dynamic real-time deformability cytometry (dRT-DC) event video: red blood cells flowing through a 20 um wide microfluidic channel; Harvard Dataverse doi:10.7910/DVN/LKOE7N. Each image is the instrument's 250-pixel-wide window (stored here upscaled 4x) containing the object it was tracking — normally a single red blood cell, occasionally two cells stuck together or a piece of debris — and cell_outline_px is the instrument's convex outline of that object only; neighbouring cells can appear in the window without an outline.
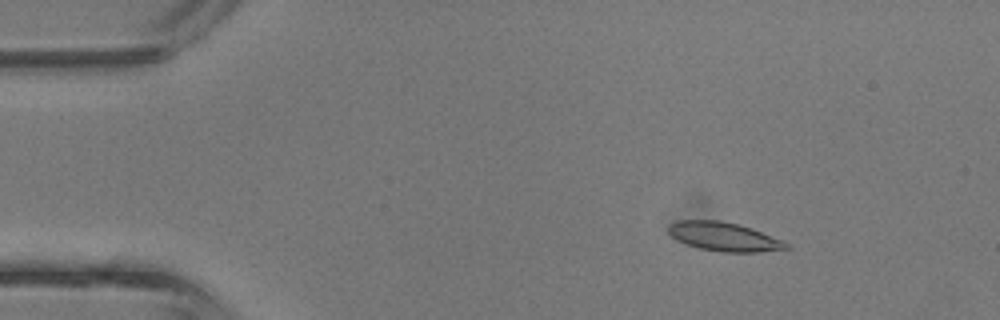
{"species": "common noctule bat (a hibernating species)", "species_latin": "Nyctalus noctula", "temperature_condition": "room temperature", "stored_images_in_passage": 41, "camera_frame_rate_fps": 3000, "um_per_image_px": 0.085, "animal": {"sex": "male", "body_mass_g": 13.3}, "frame": {"image": 1, "passage_image": 6, "time_ms": 1.667, "image_size_px": [1000, 320], "cell_outline_px": [[792, 248], [760, 252], [720, 252], [700, 248], [676, 240], [668, 232], [668, 224], [680, 220], [720, 220], [752, 228], [780, 240], [788, 244]], "centroid_in_image_um": [61.51, 20.12], "position_along_channel_um": 23.5, "area_um2": 19.65}}
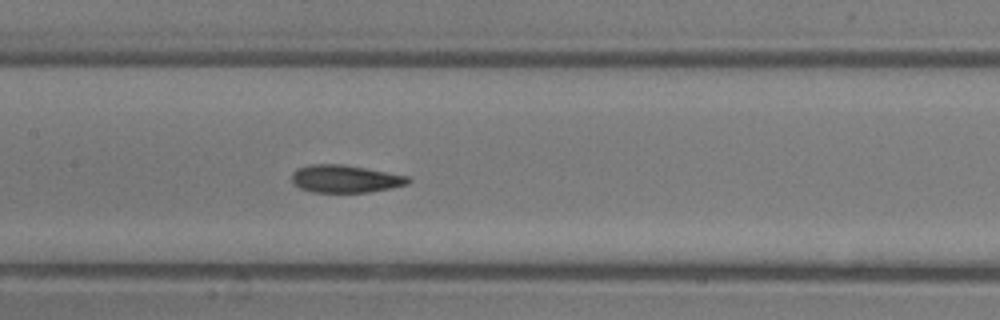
{"frame": {"image": 2, "passage_image": 20, "time_ms": 6.333, "image_size_px": [1000, 320], "cell_outline_px": [[412, 180], [408, 184], [392, 188], [368, 192], [312, 192], [300, 188], [292, 184], [292, 172], [296, 168], [308, 164], [344, 164], [408, 176]], "centroid_in_image_um": [29.32, 15.19], "position_along_channel_um": 178.1, "area_um2": 18.9}}
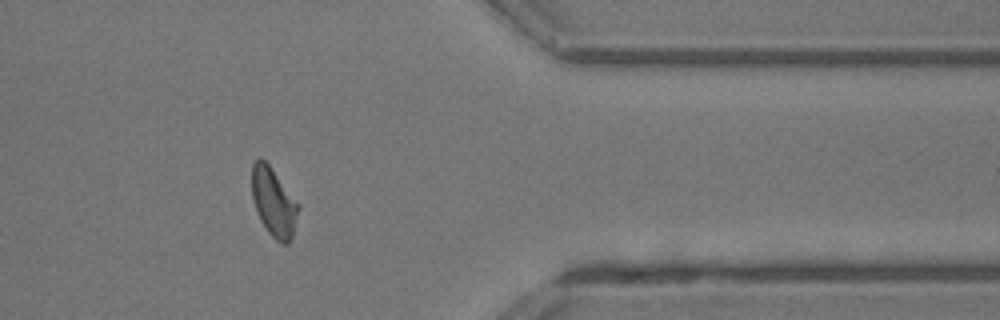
{"frame": {"image": 3, "passage_image": 34, "time_ms": 11.0, "image_size_px": [1000, 320], "cell_outline_px": [[300, 208], [292, 236], [288, 244], [280, 244], [268, 232], [260, 220], [256, 212], [252, 196], [252, 164], [260, 156], [268, 164], [300, 204]], "centroid_in_image_um": [23.27, 17.2], "position_along_channel_um": 388.1, "area_um2": 18.67}, "authors_computed_cell_mechanics": {"area_um2": 18.785, "velocity_mm_per_s": 4.9424, "shape_relaxation_time_tau1_ms": null, "shape_relaxation_time_tau2_ms": 2.1389, "deformation_change_tau1": null, "deformation_change_tau2": 0.0832}}